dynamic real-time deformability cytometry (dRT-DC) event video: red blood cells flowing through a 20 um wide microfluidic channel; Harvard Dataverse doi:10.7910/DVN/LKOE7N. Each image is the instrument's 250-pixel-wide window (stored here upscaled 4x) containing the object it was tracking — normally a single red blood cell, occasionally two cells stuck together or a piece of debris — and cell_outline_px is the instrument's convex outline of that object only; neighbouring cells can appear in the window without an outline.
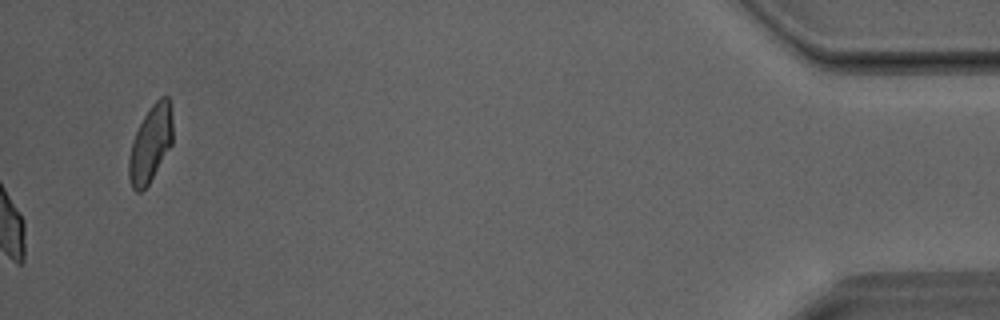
{"species": "Egyptian fruit bat (a non-hibernating species)", "species_latin": "Rousettus aegyptiacus", "temperature_condition": "room temperature", "stored_images_in_passage": 40, "camera_frame_rate_fps": 3000, "um_per_image_px": 0.085, "animal": {"sex": "male"}, "frame": {"image": 1, "passage_image": 40, "time_ms": 13.0, "image_size_px": [1000, 320], "cell_outline_px": [[172, 144], [148, 184], [140, 192], [136, 192], [132, 188], [128, 176], [128, 156], [132, 140], [144, 116], [152, 104], [160, 96], [168, 96], [172, 124]], "centroid_in_image_um": [12.77, 12.24], "position_along_channel_um": 422.4, "area_um2": 19.36}}